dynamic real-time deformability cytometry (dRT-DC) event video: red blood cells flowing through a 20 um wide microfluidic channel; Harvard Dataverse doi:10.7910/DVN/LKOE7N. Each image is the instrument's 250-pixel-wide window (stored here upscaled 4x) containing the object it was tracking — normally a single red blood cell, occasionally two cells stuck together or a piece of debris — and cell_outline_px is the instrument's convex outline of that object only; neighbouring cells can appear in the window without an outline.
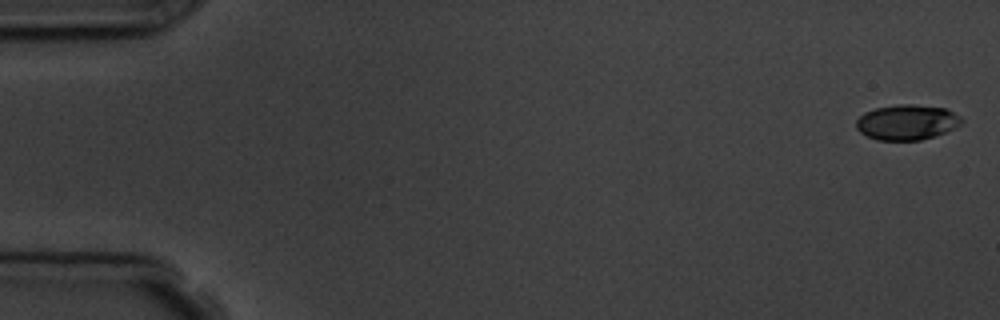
{"species": "common noctule bat (a hibernating species)", "species_latin": "Nyctalus noctula", "temperature_condition": "room temperature", "stored_images_in_passage": 7, "camera_frame_rate_fps": 3000, "um_per_image_px": 0.085, "animal": {"sex": "male", "body_mass_g": 19.5, "forearm_length_mm": 54.6}, "frame": {"image": 1, "passage_image": 1, "time_ms": 0.0, "image_size_px": [1000, 320], "cell_outline_px": [[964, 120], [960, 124], [944, 132], [920, 140], [876, 140], [860, 132], [856, 128], [856, 120], [864, 112], [876, 108], [900, 104], [912, 104], [944, 108], [960, 116]], "centroid_in_image_um": [77.05, 10.39], "position_along_channel_um": 8.0, "area_um2": 21.39}}
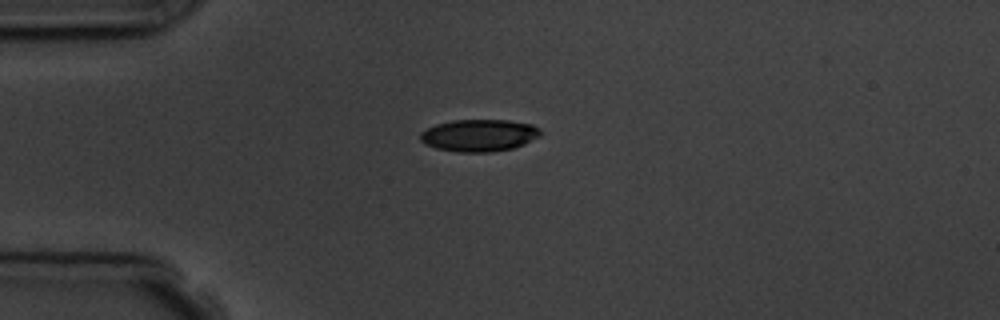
{"frame": {"image": 2, "passage_image": 5, "time_ms": 4.333, "image_size_px": [1000, 320], "cell_outline_px": [[540, 136], [524, 144], [512, 148], [492, 152], [456, 152], [436, 148], [424, 144], [420, 140], [420, 132], [436, 124], [452, 120], [508, 120], [532, 124], [540, 128]], "centroid_in_image_um": [40.71, 11.5], "position_along_channel_um": 44.3, "area_um2": 22.6}}